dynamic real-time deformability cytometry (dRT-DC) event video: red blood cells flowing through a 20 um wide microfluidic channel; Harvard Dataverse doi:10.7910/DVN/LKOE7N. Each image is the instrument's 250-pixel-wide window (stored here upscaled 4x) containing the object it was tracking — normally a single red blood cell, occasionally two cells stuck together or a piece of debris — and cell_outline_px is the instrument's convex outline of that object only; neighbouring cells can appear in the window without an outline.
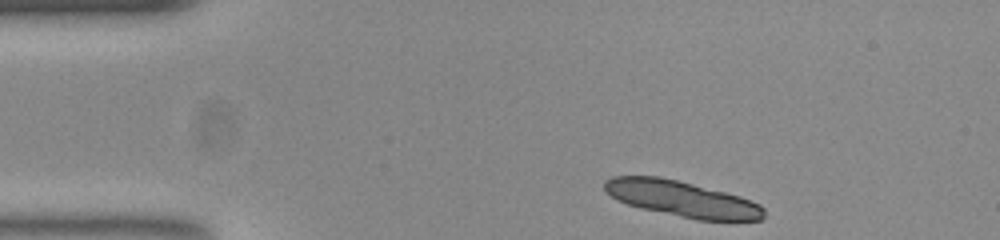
{"species": "common noctule bat (a hibernating species)", "species_latin": "Nyctalus noctula", "temperature_condition": "room temperature", "stored_images_in_passage": 46, "segment_of_instrument_passage": [1, 2], "camera_frame_rate_fps": 3000, "um_per_image_px": 0.085, "animal": {"sex": "female", "body_mass_g": 23.0, "forearm_length_mm": 53.4}, "frame": {"image": 1, "passage_image": 1, "time_ms": 0.0, "image_size_px": [1000, 240], "cell_outline_px": [[764, 216], [760, 220], [696, 220], [640, 208], [616, 200], [604, 188], [604, 180], [612, 176], [656, 176], [676, 180], [740, 196], [760, 204], [764, 208]], "centroid_in_image_um": [57.95, 16.91], "position_along_channel_um": 27.1, "area_um2": 33.06}}